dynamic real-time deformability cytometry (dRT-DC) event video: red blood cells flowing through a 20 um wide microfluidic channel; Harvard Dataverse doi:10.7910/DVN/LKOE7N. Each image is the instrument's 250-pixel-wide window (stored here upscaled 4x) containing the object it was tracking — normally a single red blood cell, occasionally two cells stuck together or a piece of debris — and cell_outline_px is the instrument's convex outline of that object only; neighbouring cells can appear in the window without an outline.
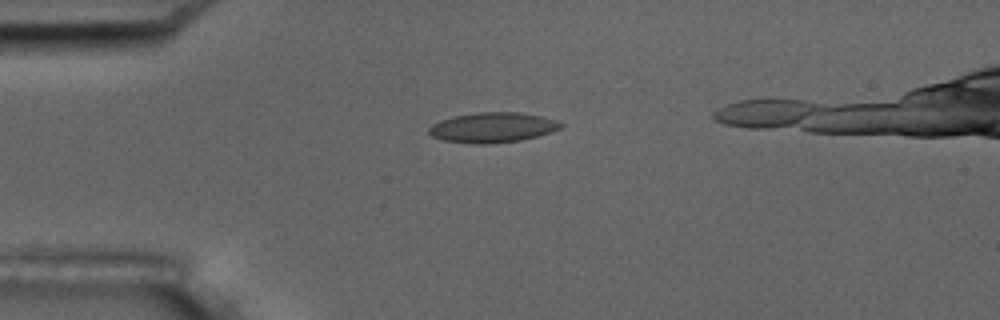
{"species": "common noctule bat (a hibernating species)", "species_latin": "Nyctalus noctula", "temperature_condition": "room temperature", "stored_images_in_passage": 8, "camera_frame_rate_fps": 3000, "um_per_image_px": 0.085, "animal": {"sex": "male", "body_mass_g": 17.5, "forearm_length_mm": 52.3}, "frame": {"image": 1, "passage_image": 2, "time_ms": 2.0, "image_size_px": [1000, 320], "cell_outline_px": [[564, 124], [560, 128], [536, 136], [520, 140], [488, 144], [472, 144], [444, 140], [432, 136], [428, 132], [428, 128], [432, 124], [440, 120], [452, 116], [476, 112], [520, 112], [540, 116], [556, 120]], "centroid_in_image_um": [41.82, 10.83], "position_along_channel_um": 43.2, "area_um2": 23.06}}
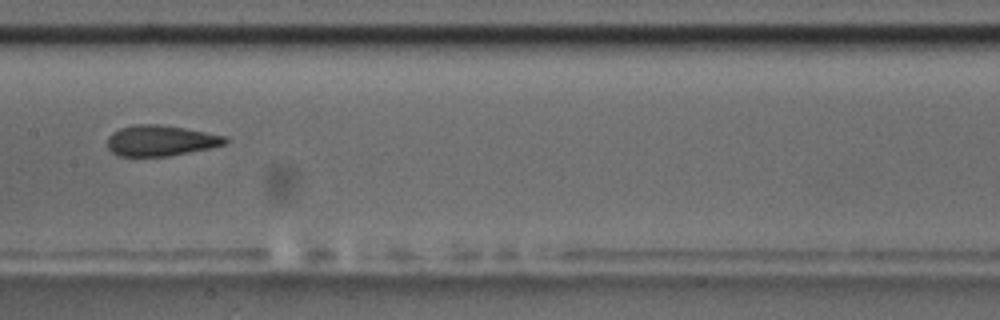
{"frame": {"image": 2, "passage_image": 6, "time_ms": 6.667, "image_size_px": [1000, 320], "cell_outline_px": [[228, 140], [224, 144], [208, 148], [168, 156], [116, 156], [108, 148], [108, 136], [112, 132], [120, 128], [132, 124], [160, 124], [184, 128], [224, 136]], "centroid_in_image_um": [13.58, 11.95], "position_along_channel_um": 193.8, "area_um2": 20.92}}